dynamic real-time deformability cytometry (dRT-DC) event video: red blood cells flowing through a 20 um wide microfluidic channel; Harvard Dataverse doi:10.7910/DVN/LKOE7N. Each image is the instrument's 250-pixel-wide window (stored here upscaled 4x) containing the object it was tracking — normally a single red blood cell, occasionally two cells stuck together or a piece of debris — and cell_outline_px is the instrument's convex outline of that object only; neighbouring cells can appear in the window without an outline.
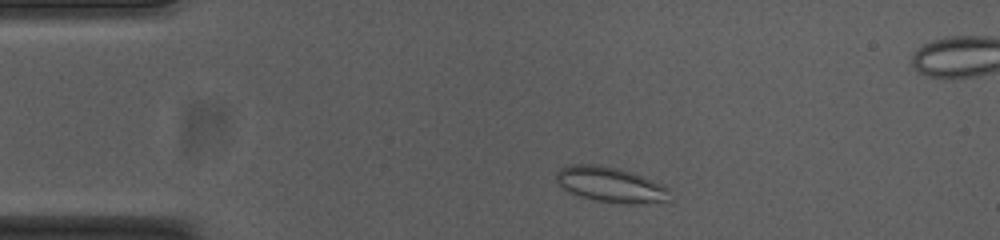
{"species": "common noctule bat (a hibernating species)", "species_latin": "Nyctalus noctula", "temperature_condition": "cold", "stored_images_in_passage": 48, "segment_of_instrument_passage": [1, 2], "camera_frame_rate_fps": 3000, "um_per_image_px": 0.085, "animal": {"sex": "female", "body_mass_g": 23.0, "forearm_length_mm": 53.4}, "frame": {"image": 1, "passage_image": 4, "time_ms": 1.0, "image_size_px": [1000, 240], "cell_outline_px": [[672, 200], [648, 204], [616, 204], [596, 200], [580, 196], [564, 188], [556, 180], [556, 172], [560, 168], [572, 164], [596, 164], [620, 168], [644, 176], [668, 188]], "centroid_in_image_um": [51.95, 15.7], "position_along_channel_um": 33.0, "area_um2": 23.58}}
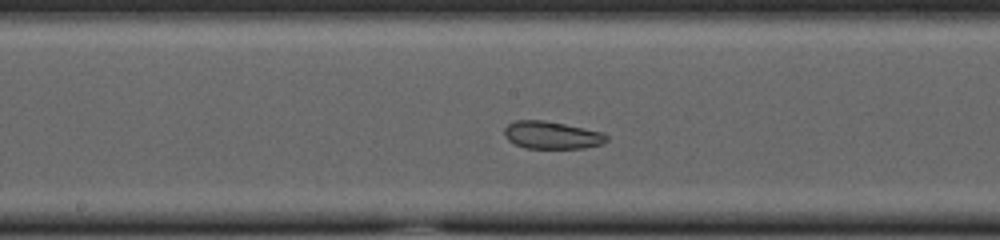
{"frame": {"image": 2, "passage_image": 21, "time_ms": 6.667, "image_size_px": [1000, 240], "cell_outline_px": [[608, 140], [604, 144], [584, 148], [524, 148], [508, 140], [504, 136], [504, 128], [508, 124], [516, 120], [544, 120], [604, 132], [608, 136]], "centroid_in_image_um": [46.92, 11.49], "position_along_channel_um": 201.3, "area_um2": 16.53}}
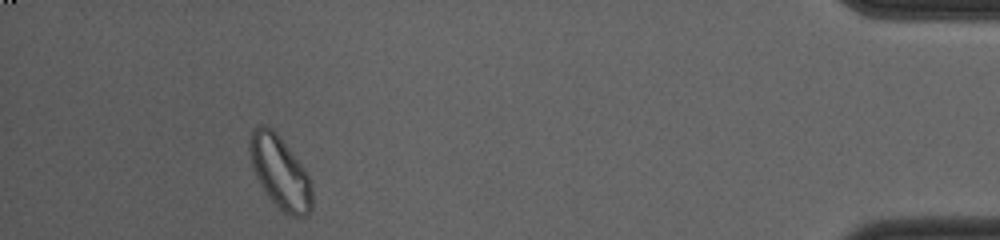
{"frame": {"image": 3, "passage_image": 43, "time_ms": 14.0, "image_size_px": [1000, 240], "cell_outline_px": [[312, 208], [308, 216], [292, 216], [284, 212], [268, 196], [260, 184], [252, 168], [248, 148], [248, 140], [252, 128], [260, 124], [268, 124], [280, 136], [304, 168], [308, 176], [312, 188]], "centroid_in_image_um": [23.78, 14.59], "position_along_channel_um": 411.4, "area_um2": 26.59}}